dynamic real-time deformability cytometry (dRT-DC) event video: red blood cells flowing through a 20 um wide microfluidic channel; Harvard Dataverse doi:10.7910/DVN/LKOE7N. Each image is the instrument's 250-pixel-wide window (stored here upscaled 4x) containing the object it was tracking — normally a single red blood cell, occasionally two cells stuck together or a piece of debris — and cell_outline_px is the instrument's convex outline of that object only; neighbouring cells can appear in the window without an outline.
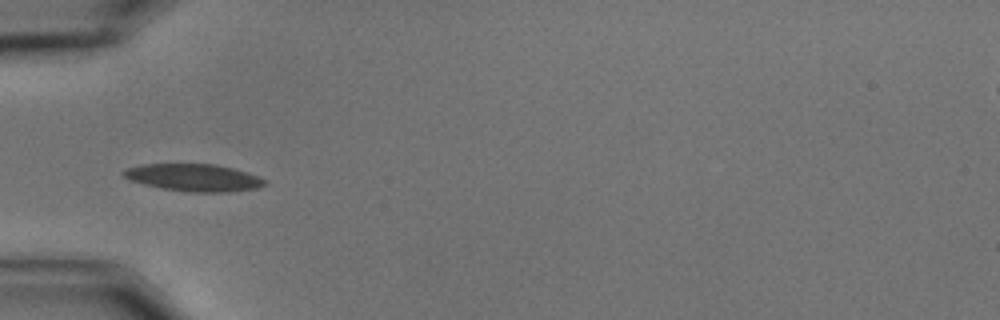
{"species": "common noctule bat (a hibernating species)", "species_latin": "Nyctalus noctula", "temperature_condition": "cold", "stored_images_in_passage": 39, "camera_frame_rate_fps": 3000, "um_per_image_px": 0.085, "animal": {"sex": "male", "body_mass_g": 15.6}, "frame": {"image": 1, "passage_image": 1, "time_ms": 0.0, "image_size_px": [1000, 320], "cell_outline_px": [[268, 184], [256, 188], [228, 192], [188, 192], [160, 188], [128, 180], [120, 172], [124, 168], [140, 164], [216, 164], [232, 168], [268, 180]], "centroid_in_image_um": [16.42, 15.09], "position_along_channel_um": 68.6, "area_um2": 22.6}}
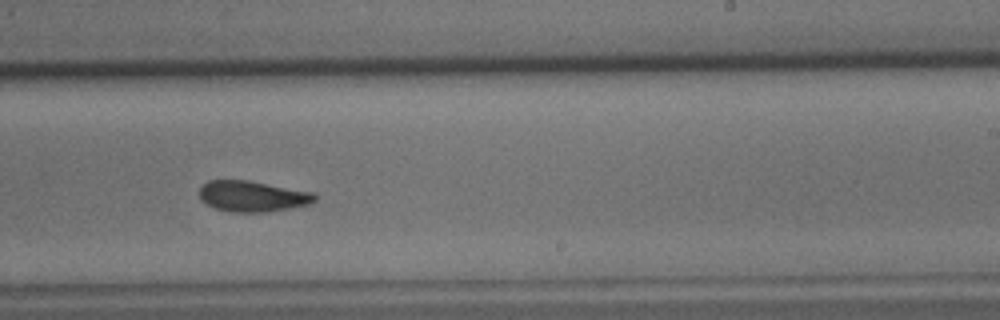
{"frame": {"image": 2, "passage_image": 18, "time_ms": 5.667, "image_size_px": [1000, 320], "cell_outline_px": [[316, 200], [308, 204], [292, 208], [268, 212], [232, 212], [216, 208], [200, 200], [200, 188], [208, 180], [248, 180], [312, 192], [316, 196]], "centroid_in_image_um": [21.46, 16.68], "position_along_channel_um": 267.5, "area_um2": 20.63}}
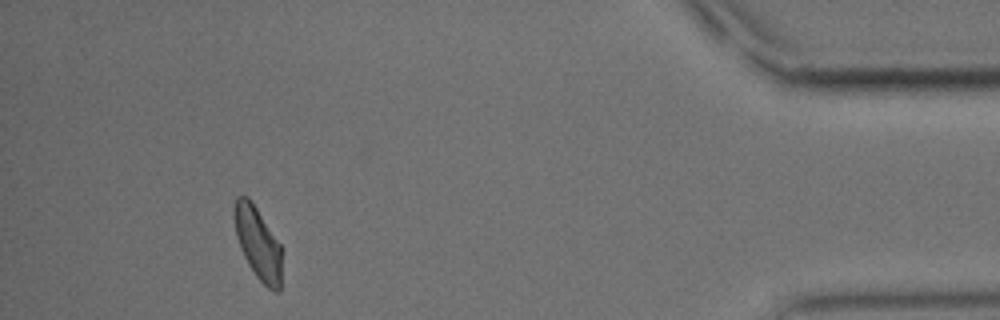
{"frame": {"image": 3, "passage_image": 35, "time_ms": 11.333, "image_size_px": [1000, 320], "cell_outline_px": [[280, 292], [276, 292], [268, 288], [256, 276], [248, 264], [240, 248], [236, 236], [232, 216], [232, 212], [236, 196], [248, 196], [280, 244]], "centroid_in_image_um": [21.87, 20.64], "position_along_channel_um": 413.3, "area_um2": 19.83}, "authors_computed_cell_mechanics": {"area_um2": 20.9814, "velocity_mm_per_s": 3.5197, "shape_relaxation_time_tau1_ms": 4.5133, "shape_relaxation_time_tau2_ms": 2.768, "deformation_change_tau1": 0.1449, "deformation_change_tau2": 0.0855}}